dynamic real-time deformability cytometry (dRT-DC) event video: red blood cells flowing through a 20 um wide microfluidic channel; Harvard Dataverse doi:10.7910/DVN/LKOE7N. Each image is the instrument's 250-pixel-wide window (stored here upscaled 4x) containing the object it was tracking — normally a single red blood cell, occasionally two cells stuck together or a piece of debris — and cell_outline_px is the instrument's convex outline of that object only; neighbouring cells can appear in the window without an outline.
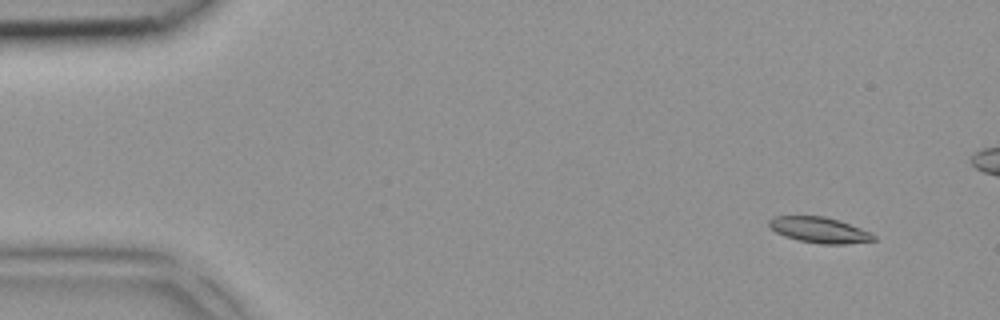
{"species": "common noctule bat (a hibernating species)", "species_latin": "Nyctalus noctula", "temperature_condition": "room temperature", "stored_images_in_passage": 5, "camera_frame_rate_fps": 3000, "um_per_image_px": 0.085, "animal": {"sex": "female", "body_mass_g": 18.4}, "frame": {"image": 1, "passage_image": 1, "time_ms": 0.0, "image_size_px": [1000, 320], "cell_outline_px": [[876, 240], [844, 244], [824, 244], [800, 240], [784, 236], [776, 232], [768, 224], [768, 220], [776, 216], [824, 216], [860, 228], [876, 236]], "centroid_in_image_um": [69.63, 19.55], "position_along_channel_um": 15.4, "area_um2": 15.32}}